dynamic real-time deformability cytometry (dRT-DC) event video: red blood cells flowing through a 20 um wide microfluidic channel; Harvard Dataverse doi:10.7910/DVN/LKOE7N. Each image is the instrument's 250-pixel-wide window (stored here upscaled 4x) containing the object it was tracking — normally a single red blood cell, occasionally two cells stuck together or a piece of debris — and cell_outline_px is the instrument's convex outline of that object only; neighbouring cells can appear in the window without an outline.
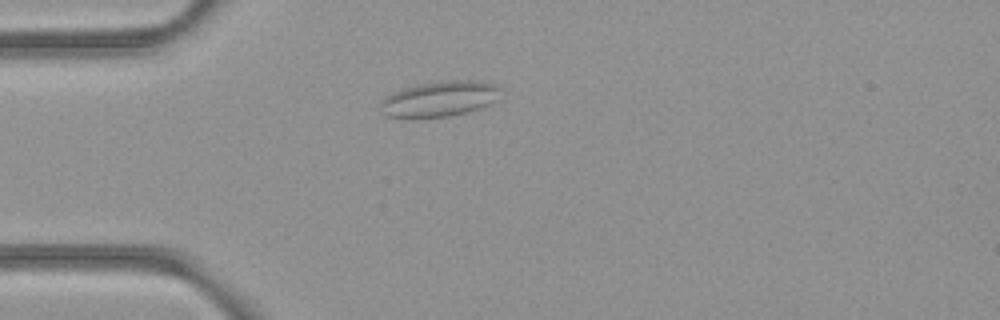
{"species": "common noctule bat (a hibernating species)", "species_latin": "Nyctalus noctula", "temperature_condition": "room temperature", "stored_images_in_passage": 39, "camera_frame_rate_fps": 3000, "um_per_image_px": 0.085, "animal": {"sex": "female", "body_mass_g": 21.9}, "frame": {"image": 1, "passage_image": 1, "time_ms": 0.0, "image_size_px": [1000, 320], "cell_outline_px": [[500, 100], [480, 108], [448, 116], [384, 116], [380, 112], [380, 100], [396, 92], [416, 84], [448, 80], [476, 80], [496, 84], [500, 88]], "centroid_in_image_um": [37.43, 8.38], "position_along_channel_um": 47.6, "area_um2": 24.57}}
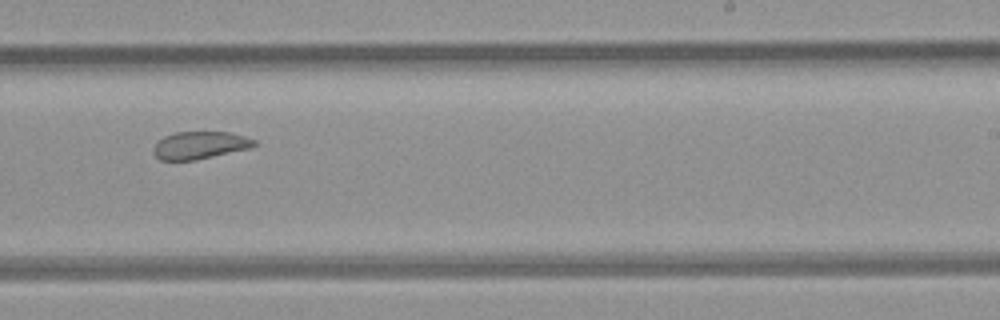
{"frame": {"image": 2, "passage_image": 19, "time_ms": 6.0, "image_size_px": [1000, 320], "cell_outline_px": [[256, 144], [252, 148], [196, 160], [160, 160], [152, 152], [152, 148], [164, 136], [176, 132], [228, 132], [244, 136], [256, 140]], "centroid_in_image_um": [17.0, 12.35], "position_along_channel_um": 272.0, "area_um2": 16.18}}
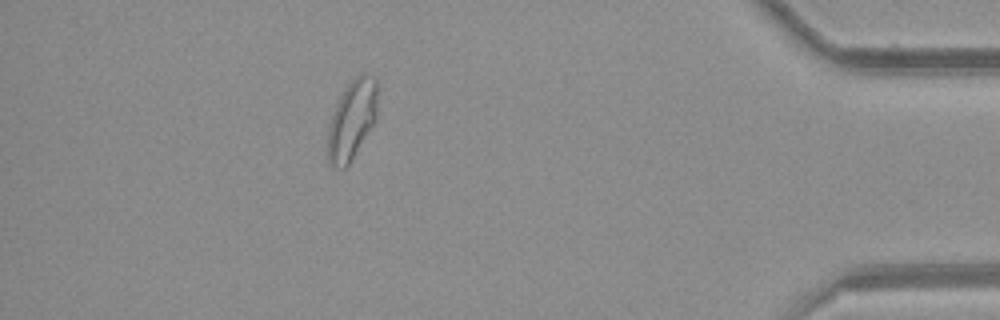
{"frame": {"image": 3, "passage_image": 33, "time_ms": 10.667, "image_size_px": [1000, 320], "cell_outline_px": [[376, 120], [348, 164], [344, 168], [336, 168], [328, 164], [328, 124], [344, 88], [360, 72], [372, 76], [376, 80]], "centroid_in_image_um": [29.9, 10.18], "position_along_channel_um": 405.3, "area_um2": 22.66}, "authors_computed_cell_mechanics": {"area_um2": 18.9006, "velocity_mm_per_s": 3.9803, "shape_relaxation_time_tau1_ms": null, "shape_relaxation_time_tau2_ms": 1.9461, "deformation_change_tau1": null, "deformation_change_tau2": 0.0808}}